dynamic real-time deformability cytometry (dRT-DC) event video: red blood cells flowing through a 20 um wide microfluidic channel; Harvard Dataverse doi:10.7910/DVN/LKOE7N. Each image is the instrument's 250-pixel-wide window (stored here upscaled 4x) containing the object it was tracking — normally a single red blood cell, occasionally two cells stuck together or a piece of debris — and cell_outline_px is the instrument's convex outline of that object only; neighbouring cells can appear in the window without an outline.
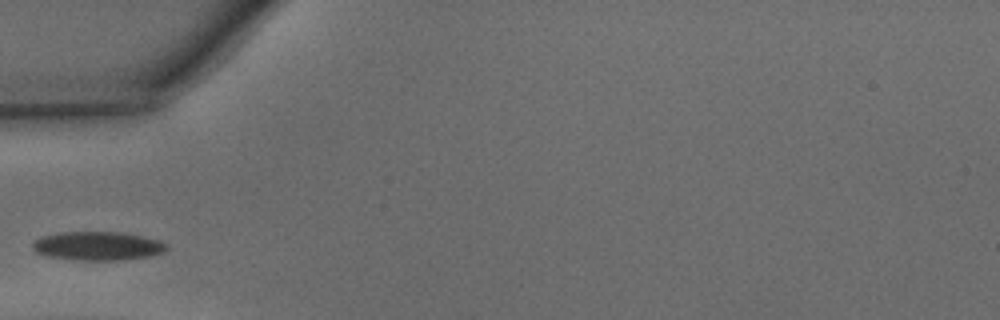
{"species": "common noctule bat (a hibernating species)", "species_latin": "Nyctalus noctula", "temperature_condition": "warm", "stored_images_in_passage": 22, "camera_frame_rate_fps": 3000, "um_per_image_px": 0.085, "animal": {"sex": "male", "body_mass_g": 15.6}, "frame": {"image": 1, "passage_image": 1, "time_ms": 0.0, "image_size_px": [1000, 320], "cell_outline_px": [[168, 248], [164, 252], [148, 256], [120, 260], [80, 260], [48, 256], [36, 252], [32, 248], [32, 244], [36, 240], [44, 236], [60, 232], [120, 232], [144, 236], [160, 240], [168, 244]], "centroid_in_image_um": [8.35, 20.9], "position_along_channel_um": 76.7, "area_um2": 22.37}}
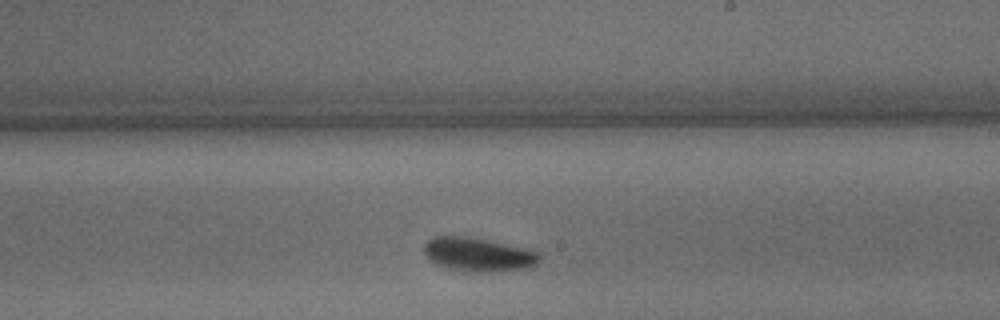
{"frame": {"image": 2, "passage_image": 13, "time_ms": 4.0, "image_size_px": [1000, 320], "cell_outline_px": [[540, 260], [536, 264], [528, 268], [496, 272], [472, 272], [448, 268], [436, 264], [424, 252], [424, 244], [428, 240], [436, 236], [468, 236], [520, 248], [536, 252], [540, 256]], "centroid_in_image_um": [40.62, 21.65], "position_along_channel_um": 248.4, "area_um2": 22.31}}
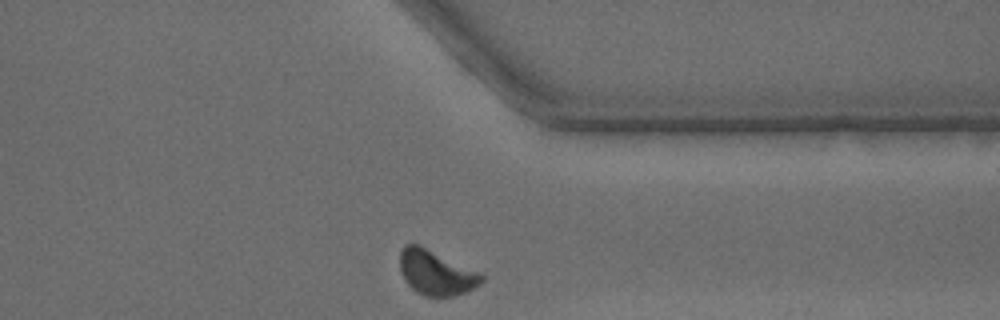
{"frame": {"image": 3, "passage_image": 22, "time_ms": 7.0, "image_size_px": [1000, 320], "cell_outline_px": [[484, 280], [480, 284], [468, 292], [452, 296], [424, 296], [416, 292], [408, 284], [400, 268], [400, 252], [404, 244], [420, 244], [484, 276]], "centroid_in_image_um": [37.04, 23.18], "position_along_channel_um": 374.4, "area_um2": 20.98}}